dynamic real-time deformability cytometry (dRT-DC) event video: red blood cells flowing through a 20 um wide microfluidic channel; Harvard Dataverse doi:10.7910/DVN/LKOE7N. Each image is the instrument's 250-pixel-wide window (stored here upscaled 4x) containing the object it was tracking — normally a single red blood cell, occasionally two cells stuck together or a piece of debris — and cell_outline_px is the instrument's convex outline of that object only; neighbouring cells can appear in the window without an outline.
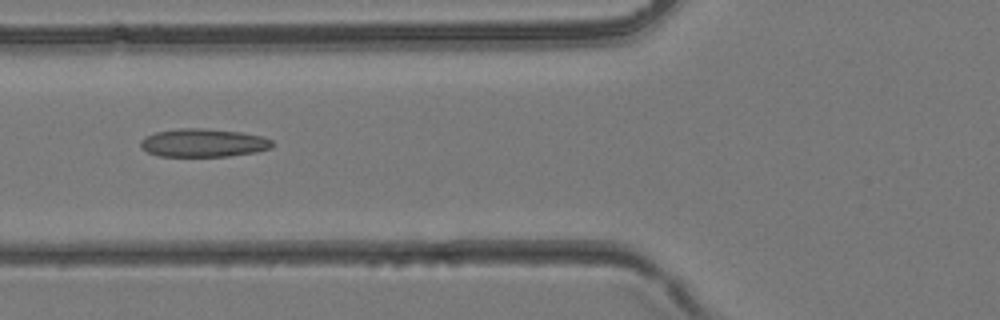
{"species": "common noctule bat (a hibernating species)", "species_latin": "Nyctalus noctula", "temperature_condition": "room temperature", "stored_images_in_passage": 43, "camera_frame_rate_fps": 3000, "um_per_image_px": 0.085, "animal": {"sex": "female", "body_mass_g": 24.6, "forearm_length_mm": 56.2}, "frame": {"image": 1, "passage_image": 17, "time_ms": 5.333, "image_size_px": [1000, 320], "cell_outline_px": [[276, 144], [272, 148], [256, 152], [228, 156], [156, 156], [140, 148], [140, 140], [144, 136], [156, 132], [176, 128], [204, 128], [240, 132], [264, 136], [272, 140]], "centroid_in_image_um": [17.29, 12.14], "position_along_channel_um": 108.5, "area_um2": 22.02}}
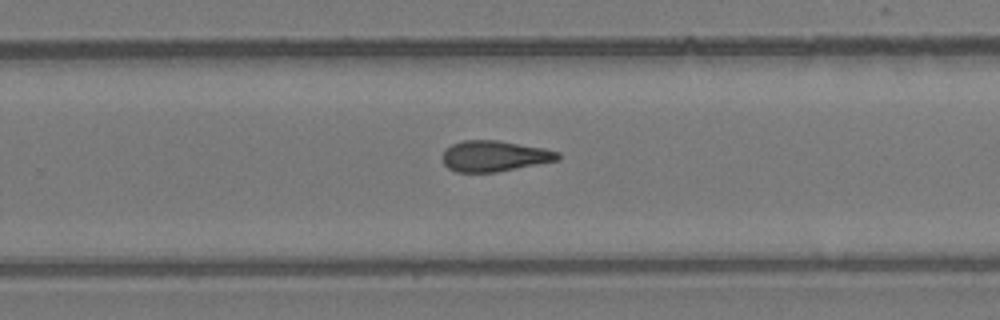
{"frame": {"image": 2, "passage_image": 28, "time_ms": 9.0, "image_size_px": [1000, 320], "cell_outline_px": [[560, 160], [496, 172], [456, 172], [448, 168], [444, 164], [444, 152], [452, 144], [464, 140], [496, 140], [544, 148], [560, 152]], "centroid_in_image_um": [42.06, 13.27], "position_along_channel_um": 287.7, "area_um2": 20.58}}
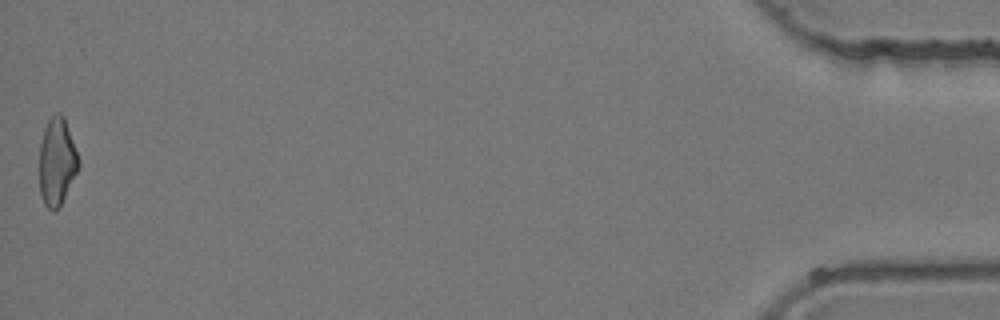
{"frame": {"image": 3, "passage_image": 43, "time_ms": 14.0, "image_size_px": [1000, 320], "cell_outline_px": [[80, 168], [60, 204], [52, 212], [44, 204], [40, 192], [40, 144], [44, 128], [48, 120], [56, 112], [60, 112], [64, 116], [80, 160]], "centroid_in_image_um": [4.85, 13.71], "position_along_channel_um": 430.3, "area_um2": 19.94}}